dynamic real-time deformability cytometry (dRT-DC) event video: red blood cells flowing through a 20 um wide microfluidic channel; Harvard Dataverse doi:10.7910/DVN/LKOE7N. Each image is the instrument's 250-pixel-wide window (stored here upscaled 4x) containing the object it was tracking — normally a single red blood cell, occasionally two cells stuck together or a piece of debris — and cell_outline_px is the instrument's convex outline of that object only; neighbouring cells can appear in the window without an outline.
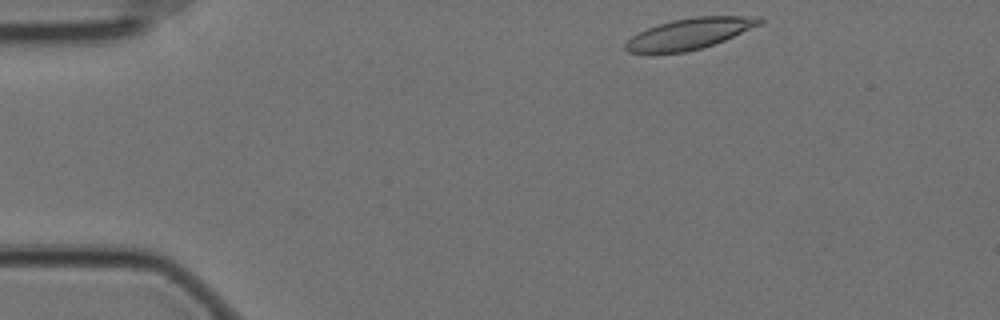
{"species": "Egyptian fruit bat (a non-hibernating species)", "species_latin": "Rousettus aegyptiacus", "temperature_condition": "cold", "stored_images_in_passage": 8, "camera_frame_rate_fps": 3000, "um_per_image_px": 0.085, "animal": {"sex": "female"}, "frame": {"image": 1, "passage_image": 2, "time_ms": 0.333, "image_size_px": [1000, 320], "cell_outline_px": [[764, 20], [760, 24], [724, 40], [700, 48], [684, 52], [628, 52], [624, 48], [624, 44], [632, 36], [648, 28], [672, 20], [692, 16], [760, 16]], "centroid_in_image_um": [58.63, 2.84], "position_along_channel_um": 26.4, "area_um2": 23.7}}